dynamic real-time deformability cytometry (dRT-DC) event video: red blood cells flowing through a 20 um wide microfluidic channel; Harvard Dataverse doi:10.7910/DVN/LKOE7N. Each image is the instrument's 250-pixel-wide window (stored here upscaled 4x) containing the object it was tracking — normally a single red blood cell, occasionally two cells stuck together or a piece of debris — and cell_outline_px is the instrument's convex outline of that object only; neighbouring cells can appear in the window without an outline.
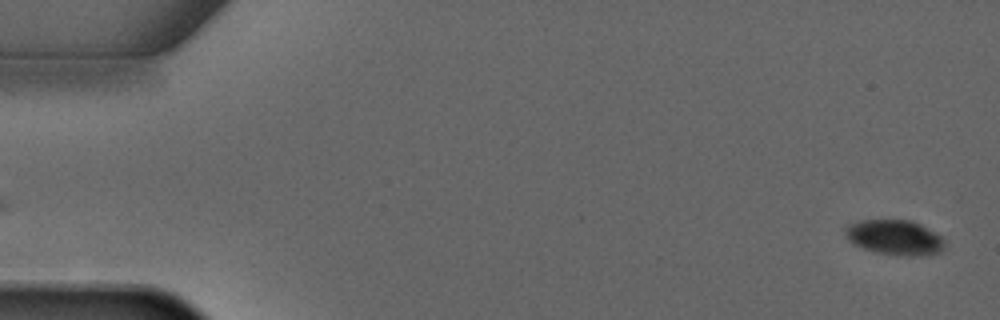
{"species": "common noctule bat (a hibernating species)", "species_latin": "Nyctalus noctula", "temperature_condition": "warm", "stored_images_in_passage": 2, "segment_of_instrument_passage": [2, 2], "camera_frame_rate_fps": 3000, "um_per_image_px": 0.085, "animal": {"sex": "male", "forearm_length_mm": 52.5}, "frame": {"image": 1, "passage_image": 2, "time_ms": 1.0, "image_size_px": [1000, 320], "cell_outline_px": [[944, 252], [928, 256], [900, 256], [876, 252], [864, 248], [848, 240], [844, 232], [844, 228], [848, 224], [860, 220], [912, 220], [920, 224], [940, 236], [944, 240]], "centroid_in_image_um": [76.08, 20.2], "position_along_channel_um": 8.9, "area_um2": 20.52}}